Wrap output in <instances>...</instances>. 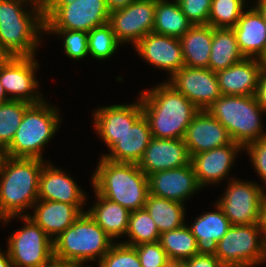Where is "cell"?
<instances>
[{
  "instance_id": "obj_18",
  "label": "cell",
  "mask_w": 266,
  "mask_h": 267,
  "mask_svg": "<svg viewBox=\"0 0 266 267\" xmlns=\"http://www.w3.org/2000/svg\"><path fill=\"white\" fill-rule=\"evenodd\" d=\"M149 193L185 204L194 193L203 189L191 163L187 166L148 175Z\"/></svg>"
},
{
  "instance_id": "obj_1",
  "label": "cell",
  "mask_w": 266,
  "mask_h": 267,
  "mask_svg": "<svg viewBox=\"0 0 266 267\" xmlns=\"http://www.w3.org/2000/svg\"><path fill=\"white\" fill-rule=\"evenodd\" d=\"M138 94L155 138L183 139L188 125L200 111L166 81Z\"/></svg>"
},
{
  "instance_id": "obj_29",
  "label": "cell",
  "mask_w": 266,
  "mask_h": 267,
  "mask_svg": "<svg viewBox=\"0 0 266 267\" xmlns=\"http://www.w3.org/2000/svg\"><path fill=\"white\" fill-rule=\"evenodd\" d=\"M244 58L239 50L233 29L213 28L209 69L213 72L224 70Z\"/></svg>"
},
{
  "instance_id": "obj_58",
  "label": "cell",
  "mask_w": 266,
  "mask_h": 267,
  "mask_svg": "<svg viewBox=\"0 0 266 267\" xmlns=\"http://www.w3.org/2000/svg\"><path fill=\"white\" fill-rule=\"evenodd\" d=\"M265 260H266V241H265Z\"/></svg>"
},
{
  "instance_id": "obj_38",
  "label": "cell",
  "mask_w": 266,
  "mask_h": 267,
  "mask_svg": "<svg viewBox=\"0 0 266 267\" xmlns=\"http://www.w3.org/2000/svg\"><path fill=\"white\" fill-rule=\"evenodd\" d=\"M98 267H142L136 249L133 246L115 242L105 256L98 262Z\"/></svg>"
},
{
  "instance_id": "obj_15",
  "label": "cell",
  "mask_w": 266,
  "mask_h": 267,
  "mask_svg": "<svg viewBox=\"0 0 266 267\" xmlns=\"http://www.w3.org/2000/svg\"><path fill=\"white\" fill-rule=\"evenodd\" d=\"M95 132L110 149L142 115L140 98L131 104H112L93 112Z\"/></svg>"
},
{
  "instance_id": "obj_9",
  "label": "cell",
  "mask_w": 266,
  "mask_h": 267,
  "mask_svg": "<svg viewBox=\"0 0 266 267\" xmlns=\"http://www.w3.org/2000/svg\"><path fill=\"white\" fill-rule=\"evenodd\" d=\"M18 218L24 225L7 240L12 267H41L50 263L54 259L53 239L28 216Z\"/></svg>"
},
{
  "instance_id": "obj_2",
  "label": "cell",
  "mask_w": 266,
  "mask_h": 267,
  "mask_svg": "<svg viewBox=\"0 0 266 267\" xmlns=\"http://www.w3.org/2000/svg\"><path fill=\"white\" fill-rule=\"evenodd\" d=\"M44 33L43 4L30 0H0V42L11 56H36Z\"/></svg>"
},
{
  "instance_id": "obj_42",
  "label": "cell",
  "mask_w": 266,
  "mask_h": 267,
  "mask_svg": "<svg viewBox=\"0 0 266 267\" xmlns=\"http://www.w3.org/2000/svg\"><path fill=\"white\" fill-rule=\"evenodd\" d=\"M184 262L185 267H224L215 255L198 254Z\"/></svg>"
},
{
  "instance_id": "obj_46",
  "label": "cell",
  "mask_w": 266,
  "mask_h": 267,
  "mask_svg": "<svg viewBox=\"0 0 266 267\" xmlns=\"http://www.w3.org/2000/svg\"><path fill=\"white\" fill-rule=\"evenodd\" d=\"M6 251V252H5ZM3 251L0 247V267H12L11 258L7 250Z\"/></svg>"
},
{
  "instance_id": "obj_51",
  "label": "cell",
  "mask_w": 266,
  "mask_h": 267,
  "mask_svg": "<svg viewBox=\"0 0 266 267\" xmlns=\"http://www.w3.org/2000/svg\"><path fill=\"white\" fill-rule=\"evenodd\" d=\"M14 218H17V217H9L7 215V213L2 208L1 201H0V222H2V224L4 223L6 225V224L10 223V221Z\"/></svg>"
},
{
  "instance_id": "obj_26",
  "label": "cell",
  "mask_w": 266,
  "mask_h": 267,
  "mask_svg": "<svg viewBox=\"0 0 266 267\" xmlns=\"http://www.w3.org/2000/svg\"><path fill=\"white\" fill-rule=\"evenodd\" d=\"M214 206L215 211L202 213L188 225L197 240L199 254L215 255L217 243L232 226L216 202Z\"/></svg>"
},
{
  "instance_id": "obj_32",
  "label": "cell",
  "mask_w": 266,
  "mask_h": 267,
  "mask_svg": "<svg viewBox=\"0 0 266 267\" xmlns=\"http://www.w3.org/2000/svg\"><path fill=\"white\" fill-rule=\"evenodd\" d=\"M159 242L171 260H187L198 255L197 240L187 224L160 234Z\"/></svg>"
},
{
  "instance_id": "obj_4",
  "label": "cell",
  "mask_w": 266,
  "mask_h": 267,
  "mask_svg": "<svg viewBox=\"0 0 266 267\" xmlns=\"http://www.w3.org/2000/svg\"><path fill=\"white\" fill-rule=\"evenodd\" d=\"M49 160L5 156L0 167V201L9 217L27 216L38 200L39 178Z\"/></svg>"
},
{
  "instance_id": "obj_52",
  "label": "cell",
  "mask_w": 266,
  "mask_h": 267,
  "mask_svg": "<svg viewBox=\"0 0 266 267\" xmlns=\"http://www.w3.org/2000/svg\"><path fill=\"white\" fill-rule=\"evenodd\" d=\"M164 267H185L183 260H169Z\"/></svg>"
},
{
  "instance_id": "obj_14",
  "label": "cell",
  "mask_w": 266,
  "mask_h": 267,
  "mask_svg": "<svg viewBox=\"0 0 266 267\" xmlns=\"http://www.w3.org/2000/svg\"><path fill=\"white\" fill-rule=\"evenodd\" d=\"M167 80L168 84L183 94L199 110H206L222 95L216 72L209 68L184 66Z\"/></svg>"
},
{
  "instance_id": "obj_28",
  "label": "cell",
  "mask_w": 266,
  "mask_h": 267,
  "mask_svg": "<svg viewBox=\"0 0 266 267\" xmlns=\"http://www.w3.org/2000/svg\"><path fill=\"white\" fill-rule=\"evenodd\" d=\"M212 39L213 27L208 24L192 25L179 39L185 66L209 68Z\"/></svg>"
},
{
  "instance_id": "obj_35",
  "label": "cell",
  "mask_w": 266,
  "mask_h": 267,
  "mask_svg": "<svg viewBox=\"0 0 266 267\" xmlns=\"http://www.w3.org/2000/svg\"><path fill=\"white\" fill-rule=\"evenodd\" d=\"M245 7H249L246 0H212L208 25L232 29L237 25Z\"/></svg>"
},
{
  "instance_id": "obj_30",
  "label": "cell",
  "mask_w": 266,
  "mask_h": 267,
  "mask_svg": "<svg viewBox=\"0 0 266 267\" xmlns=\"http://www.w3.org/2000/svg\"><path fill=\"white\" fill-rule=\"evenodd\" d=\"M159 233L180 228L185 222L184 204L163 197L147 195L145 207Z\"/></svg>"
},
{
  "instance_id": "obj_12",
  "label": "cell",
  "mask_w": 266,
  "mask_h": 267,
  "mask_svg": "<svg viewBox=\"0 0 266 267\" xmlns=\"http://www.w3.org/2000/svg\"><path fill=\"white\" fill-rule=\"evenodd\" d=\"M35 57L12 56L0 65V83L9 100L30 104H38L44 100L45 97L38 90L40 83L36 78V71L39 64Z\"/></svg>"
},
{
  "instance_id": "obj_17",
  "label": "cell",
  "mask_w": 266,
  "mask_h": 267,
  "mask_svg": "<svg viewBox=\"0 0 266 267\" xmlns=\"http://www.w3.org/2000/svg\"><path fill=\"white\" fill-rule=\"evenodd\" d=\"M70 176L51 161L46 162L39 178L38 200L72 204L85 213L83 206L86 205L88 194Z\"/></svg>"
},
{
  "instance_id": "obj_50",
  "label": "cell",
  "mask_w": 266,
  "mask_h": 267,
  "mask_svg": "<svg viewBox=\"0 0 266 267\" xmlns=\"http://www.w3.org/2000/svg\"><path fill=\"white\" fill-rule=\"evenodd\" d=\"M75 0H44L43 5H69Z\"/></svg>"
},
{
  "instance_id": "obj_13",
  "label": "cell",
  "mask_w": 266,
  "mask_h": 267,
  "mask_svg": "<svg viewBox=\"0 0 266 267\" xmlns=\"http://www.w3.org/2000/svg\"><path fill=\"white\" fill-rule=\"evenodd\" d=\"M155 8L156 0H135L127 7L110 12L108 24L122 46L130 43L135 46L153 31Z\"/></svg>"
},
{
  "instance_id": "obj_20",
  "label": "cell",
  "mask_w": 266,
  "mask_h": 267,
  "mask_svg": "<svg viewBox=\"0 0 266 267\" xmlns=\"http://www.w3.org/2000/svg\"><path fill=\"white\" fill-rule=\"evenodd\" d=\"M190 161L191 157L183 139L152 137L138 166L148 176L156 172L187 166Z\"/></svg>"
},
{
  "instance_id": "obj_25",
  "label": "cell",
  "mask_w": 266,
  "mask_h": 267,
  "mask_svg": "<svg viewBox=\"0 0 266 267\" xmlns=\"http://www.w3.org/2000/svg\"><path fill=\"white\" fill-rule=\"evenodd\" d=\"M151 139L149 122L142 115L109 149V153L101 155L113 162L138 164Z\"/></svg>"
},
{
  "instance_id": "obj_54",
  "label": "cell",
  "mask_w": 266,
  "mask_h": 267,
  "mask_svg": "<svg viewBox=\"0 0 266 267\" xmlns=\"http://www.w3.org/2000/svg\"><path fill=\"white\" fill-rule=\"evenodd\" d=\"M4 157H5L4 150L2 148H0V167H1V163H2Z\"/></svg>"
},
{
  "instance_id": "obj_19",
  "label": "cell",
  "mask_w": 266,
  "mask_h": 267,
  "mask_svg": "<svg viewBox=\"0 0 266 267\" xmlns=\"http://www.w3.org/2000/svg\"><path fill=\"white\" fill-rule=\"evenodd\" d=\"M243 147L235 142L191 156V165L202 188L219 184L226 177ZM228 175V176H227ZM213 184V185H212Z\"/></svg>"
},
{
  "instance_id": "obj_37",
  "label": "cell",
  "mask_w": 266,
  "mask_h": 267,
  "mask_svg": "<svg viewBox=\"0 0 266 267\" xmlns=\"http://www.w3.org/2000/svg\"><path fill=\"white\" fill-rule=\"evenodd\" d=\"M54 34L62 38L63 48L66 55L73 60H82L89 55L88 33L78 30L45 29L46 34Z\"/></svg>"
},
{
  "instance_id": "obj_41",
  "label": "cell",
  "mask_w": 266,
  "mask_h": 267,
  "mask_svg": "<svg viewBox=\"0 0 266 267\" xmlns=\"http://www.w3.org/2000/svg\"><path fill=\"white\" fill-rule=\"evenodd\" d=\"M243 150L248 153L254 170L266 188V136L247 144Z\"/></svg>"
},
{
  "instance_id": "obj_6",
  "label": "cell",
  "mask_w": 266,
  "mask_h": 267,
  "mask_svg": "<svg viewBox=\"0 0 266 267\" xmlns=\"http://www.w3.org/2000/svg\"><path fill=\"white\" fill-rule=\"evenodd\" d=\"M57 108L46 99L32 104L25 111L11 144L4 150L5 156L44 160L45 146L61 128V114Z\"/></svg>"
},
{
  "instance_id": "obj_47",
  "label": "cell",
  "mask_w": 266,
  "mask_h": 267,
  "mask_svg": "<svg viewBox=\"0 0 266 267\" xmlns=\"http://www.w3.org/2000/svg\"><path fill=\"white\" fill-rule=\"evenodd\" d=\"M41 267H78L74 264L53 259L50 263Z\"/></svg>"
},
{
  "instance_id": "obj_56",
  "label": "cell",
  "mask_w": 266,
  "mask_h": 267,
  "mask_svg": "<svg viewBox=\"0 0 266 267\" xmlns=\"http://www.w3.org/2000/svg\"><path fill=\"white\" fill-rule=\"evenodd\" d=\"M30 1L37 2L39 4H43V2H44V0H30Z\"/></svg>"
},
{
  "instance_id": "obj_39",
  "label": "cell",
  "mask_w": 266,
  "mask_h": 267,
  "mask_svg": "<svg viewBox=\"0 0 266 267\" xmlns=\"http://www.w3.org/2000/svg\"><path fill=\"white\" fill-rule=\"evenodd\" d=\"M142 267H164L170 260L160 242L142 243L134 246Z\"/></svg>"
},
{
  "instance_id": "obj_44",
  "label": "cell",
  "mask_w": 266,
  "mask_h": 267,
  "mask_svg": "<svg viewBox=\"0 0 266 267\" xmlns=\"http://www.w3.org/2000/svg\"><path fill=\"white\" fill-rule=\"evenodd\" d=\"M258 226L261 230L264 241H266V193L264 194L260 205Z\"/></svg>"
},
{
  "instance_id": "obj_8",
  "label": "cell",
  "mask_w": 266,
  "mask_h": 267,
  "mask_svg": "<svg viewBox=\"0 0 266 267\" xmlns=\"http://www.w3.org/2000/svg\"><path fill=\"white\" fill-rule=\"evenodd\" d=\"M215 256L224 267L264 264L265 241L258 224L232 225L217 243Z\"/></svg>"
},
{
  "instance_id": "obj_3",
  "label": "cell",
  "mask_w": 266,
  "mask_h": 267,
  "mask_svg": "<svg viewBox=\"0 0 266 267\" xmlns=\"http://www.w3.org/2000/svg\"><path fill=\"white\" fill-rule=\"evenodd\" d=\"M97 165L91 185L98 194L130 212L145 207L148 176L137 163L113 162L101 156Z\"/></svg>"
},
{
  "instance_id": "obj_24",
  "label": "cell",
  "mask_w": 266,
  "mask_h": 267,
  "mask_svg": "<svg viewBox=\"0 0 266 267\" xmlns=\"http://www.w3.org/2000/svg\"><path fill=\"white\" fill-rule=\"evenodd\" d=\"M32 208L27 216L53 240L82 214L75 205L50 200H37Z\"/></svg>"
},
{
  "instance_id": "obj_23",
  "label": "cell",
  "mask_w": 266,
  "mask_h": 267,
  "mask_svg": "<svg viewBox=\"0 0 266 267\" xmlns=\"http://www.w3.org/2000/svg\"><path fill=\"white\" fill-rule=\"evenodd\" d=\"M263 61L244 58L227 69L216 72L222 95H254L258 86Z\"/></svg>"
},
{
  "instance_id": "obj_49",
  "label": "cell",
  "mask_w": 266,
  "mask_h": 267,
  "mask_svg": "<svg viewBox=\"0 0 266 267\" xmlns=\"http://www.w3.org/2000/svg\"><path fill=\"white\" fill-rule=\"evenodd\" d=\"M12 56L8 53V51L3 47L0 42V65L7 62Z\"/></svg>"
},
{
  "instance_id": "obj_5",
  "label": "cell",
  "mask_w": 266,
  "mask_h": 267,
  "mask_svg": "<svg viewBox=\"0 0 266 267\" xmlns=\"http://www.w3.org/2000/svg\"><path fill=\"white\" fill-rule=\"evenodd\" d=\"M114 243L92 217L85 212L53 240L54 259L78 267H92L84 263L91 260L92 262H99Z\"/></svg>"
},
{
  "instance_id": "obj_31",
  "label": "cell",
  "mask_w": 266,
  "mask_h": 267,
  "mask_svg": "<svg viewBox=\"0 0 266 267\" xmlns=\"http://www.w3.org/2000/svg\"><path fill=\"white\" fill-rule=\"evenodd\" d=\"M191 26L177 0H156L153 32L180 39Z\"/></svg>"
},
{
  "instance_id": "obj_48",
  "label": "cell",
  "mask_w": 266,
  "mask_h": 267,
  "mask_svg": "<svg viewBox=\"0 0 266 267\" xmlns=\"http://www.w3.org/2000/svg\"><path fill=\"white\" fill-rule=\"evenodd\" d=\"M259 12L262 14L264 21L266 22V1L265 0H256L253 4Z\"/></svg>"
},
{
  "instance_id": "obj_33",
  "label": "cell",
  "mask_w": 266,
  "mask_h": 267,
  "mask_svg": "<svg viewBox=\"0 0 266 267\" xmlns=\"http://www.w3.org/2000/svg\"><path fill=\"white\" fill-rule=\"evenodd\" d=\"M125 236L128 240L121 243L133 247L142 243L158 242L160 239V233L145 208L130 212Z\"/></svg>"
},
{
  "instance_id": "obj_22",
  "label": "cell",
  "mask_w": 266,
  "mask_h": 267,
  "mask_svg": "<svg viewBox=\"0 0 266 267\" xmlns=\"http://www.w3.org/2000/svg\"><path fill=\"white\" fill-rule=\"evenodd\" d=\"M232 29L245 58L263 60L266 57V22L254 5L243 11Z\"/></svg>"
},
{
  "instance_id": "obj_11",
  "label": "cell",
  "mask_w": 266,
  "mask_h": 267,
  "mask_svg": "<svg viewBox=\"0 0 266 267\" xmlns=\"http://www.w3.org/2000/svg\"><path fill=\"white\" fill-rule=\"evenodd\" d=\"M226 184L216 203L229 222L232 225L258 224L261 201L266 193L264 185L234 177Z\"/></svg>"
},
{
  "instance_id": "obj_21",
  "label": "cell",
  "mask_w": 266,
  "mask_h": 267,
  "mask_svg": "<svg viewBox=\"0 0 266 267\" xmlns=\"http://www.w3.org/2000/svg\"><path fill=\"white\" fill-rule=\"evenodd\" d=\"M183 140L190 157L233 142L226 128L206 110H200L194 116Z\"/></svg>"
},
{
  "instance_id": "obj_34",
  "label": "cell",
  "mask_w": 266,
  "mask_h": 267,
  "mask_svg": "<svg viewBox=\"0 0 266 267\" xmlns=\"http://www.w3.org/2000/svg\"><path fill=\"white\" fill-rule=\"evenodd\" d=\"M32 104L9 100L0 106V148L5 150L12 142L25 111Z\"/></svg>"
},
{
  "instance_id": "obj_45",
  "label": "cell",
  "mask_w": 266,
  "mask_h": 267,
  "mask_svg": "<svg viewBox=\"0 0 266 267\" xmlns=\"http://www.w3.org/2000/svg\"><path fill=\"white\" fill-rule=\"evenodd\" d=\"M134 1L135 0H106V5L108 7V10L111 12L117 9L127 7Z\"/></svg>"
},
{
  "instance_id": "obj_55",
  "label": "cell",
  "mask_w": 266,
  "mask_h": 267,
  "mask_svg": "<svg viewBox=\"0 0 266 267\" xmlns=\"http://www.w3.org/2000/svg\"><path fill=\"white\" fill-rule=\"evenodd\" d=\"M0 94H6L1 83H0Z\"/></svg>"
},
{
  "instance_id": "obj_27",
  "label": "cell",
  "mask_w": 266,
  "mask_h": 267,
  "mask_svg": "<svg viewBox=\"0 0 266 267\" xmlns=\"http://www.w3.org/2000/svg\"><path fill=\"white\" fill-rule=\"evenodd\" d=\"M93 191L96 195L95 203L93 201L94 205L86 212L114 242H117V239L125 237L127 233L130 211Z\"/></svg>"
},
{
  "instance_id": "obj_57",
  "label": "cell",
  "mask_w": 266,
  "mask_h": 267,
  "mask_svg": "<svg viewBox=\"0 0 266 267\" xmlns=\"http://www.w3.org/2000/svg\"><path fill=\"white\" fill-rule=\"evenodd\" d=\"M262 61H263V65L266 67V57Z\"/></svg>"
},
{
  "instance_id": "obj_7",
  "label": "cell",
  "mask_w": 266,
  "mask_h": 267,
  "mask_svg": "<svg viewBox=\"0 0 266 267\" xmlns=\"http://www.w3.org/2000/svg\"><path fill=\"white\" fill-rule=\"evenodd\" d=\"M206 111L227 130L232 141L243 148L266 136L263 130V113L254 95H221Z\"/></svg>"
},
{
  "instance_id": "obj_53",
  "label": "cell",
  "mask_w": 266,
  "mask_h": 267,
  "mask_svg": "<svg viewBox=\"0 0 266 267\" xmlns=\"http://www.w3.org/2000/svg\"><path fill=\"white\" fill-rule=\"evenodd\" d=\"M9 101L8 97L6 94H0V106L4 103Z\"/></svg>"
},
{
  "instance_id": "obj_10",
  "label": "cell",
  "mask_w": 266,
  "mask_h": 267,
  "mask_svg": "<svg viewBox=\"0 0 266 267\" xmlns=\"http://www.w3.org/2000/svg\"><path fill=\"white\" fill-rule=\"evenodd\" d=\"M45 29L89 32L108 23L106 0H75L69 5H43Z\"/></svg>"
},
{
  "instance_id": "obj_43",
  "label": "cell",
  "mask_w": 266,
  "mask_h": 267,
  "mask_svg": "<svg viewBox=\"0 0 266 267\" xmlns=\"http://www.w3.org/2000/svg\"><path fill=\"white\" fill-rule=\"evenodd\" d=\"M254 97L258 105L266 112V67L264 65L260 72L258 86Z\"/></svg>"
},
{
  "instance_id": "obj_36",
  "label": "cell",
  "mask_w": 266,
  "mask_h": 267,
  "mask_svg": "<svg viewBox=\"0 0 266 267\" xmlns=\"http://www.w3.org/2000/svg\"><path fill=\"white\" fill-rule=\"evenodd\" d=\"M121 45L108 23L88 32V49L91 58L106 60L112 57Z\"/></svg>"
},
{
  "instance_id": "obj_16",
  "label": "cell",
  "mask_w": 266,
  "mask_h": 267,
  "mask_svg": "<svg viewBox=\"0 0 266 267\" xmlns=\"http://www.w3.org/2000/svg\"><path fill=\"white\" fill-rule=\"evenodd\" d=\"M135 51L146 63L166 71L170 78L185 66L178 38L155 32L148 33L135 46Z\"/></svg>"
},
{
  "instance_id": "obj_40",
  "label": "cell",
  "mask_w": 266,
  "mask_h": 267,
  "mask_svg": "<svg viewBox=\"0 0 266 267\" xmlns=\"http://www.w3.org/2000/svg\"><path fill=\"white\" fill-rule=\"evenodd\" d=\"M187 20L192 25H206L212 0H177Z\"/></svg>"
}]
</instances>
